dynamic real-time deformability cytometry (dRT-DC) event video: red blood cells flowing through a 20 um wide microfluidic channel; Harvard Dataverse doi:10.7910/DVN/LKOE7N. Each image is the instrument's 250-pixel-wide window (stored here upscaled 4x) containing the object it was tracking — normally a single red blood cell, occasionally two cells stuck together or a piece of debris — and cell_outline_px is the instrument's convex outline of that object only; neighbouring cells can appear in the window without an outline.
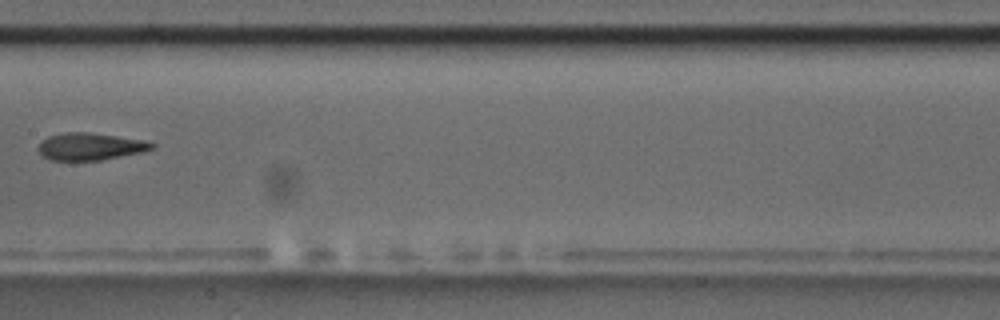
{"species": "common noctule bat (a hibernating species)", "species_latin": "Nyctalus noctula", "temperature_condition": "room temperature", "stored_images_in_passage": 10, "camera_frame_rate_fps": 3000, "um_per_image_px": 0.085, "animal": {"sex": "male", "body_mass_g": 17.5, "forearm_length_mm": 52.3}, "frame": {"image": 1, "passage_image": 9, "time_ms": 9.333, "image_size_px": [1000, 320], "cell_outline_px": [[156, 144], [152, 148], [144, 152], [100, 160], [52, 160], [44, 156], [40, 152], [40, 144], [48, 136], [68, 132], [84, 132], [116, 136], [140, 140]], "centroid_in_image_um": [7.69, 12.46], "position_along_channel_um": 199.7, "area_um2": 17.51}}
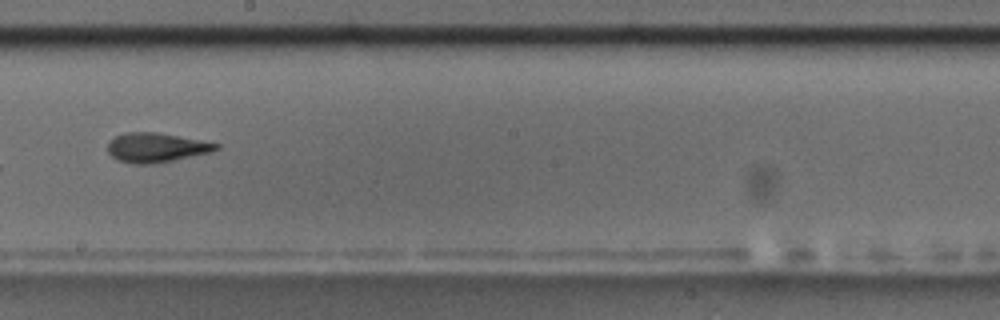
{"frame": {"image": 2, "passage_image": 10, "time_ms": 10.333, "image_size_px": [1000, 320], "cell_outline_px": [[220, 148], [212, 152], [152, 164], [136, 164], [116, 160], [108, 152], [108, 144], [116, 136], [124, 132], [156, 132], [220, 144]], "centroid_in_image_um": [13.27, 12.54], "position_along_channel_um": 234.9, "area_um2": 18.38}}